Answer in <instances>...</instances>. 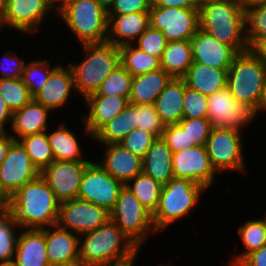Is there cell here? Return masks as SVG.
I'll return each mask as SVG.
<instances>
[{"label": "cell", "mask_w": 266, "mask_h": 266, "mask_svg": "<svg viewBox=\"0 0 266 266\" xmlns=\"http://www.w3.org/2000/svg\"><path fill=\"white\" fill-rule=\"evenodd\" d=\"M7 208L20 228L42 229L57 224L60 202L39 175L9 197Z\"/></svg>", "instance_id": "cell-1"}, {"label": "cell", "mask_w": 266, "mask_h": 266, "mask_svg": "<svg viewBox=\"0 0 266 266\" xmlns=\"http://www.w3.org/2000/svg\"><path fill=\"white\" fill-rule=\"evenodd\" d=\"M83 236L84 241L79 240V262L83 266H120L133 263L139 250L110 219Z\"/></svg>", "instance_id": "cell-2"}, {"label": "cell", "mask_w": 266, "mask_h": 266, "mask_svg": "<svg viewBox=\"0 0 266 266\" xmlns=\"http://www.w3.org/2000/svg\"><path fill=\"white\" fill-rule=\"evenodd\" d=\"M199 28L237 53L249 50L244 34L243 9L234 0H211L200 3Z\"/></svg>", "instance_id": "cell-3"}, {"label": "cell", "mask_w": 266, "mask_h": 266, "mask_svg": "<svg viewBox=\"0 0 266 266\" xmlns=\"http://www.w3.org/2000/svg\"><path fill=\"white\" fill-rule=\"evenodd\" d=\"M86 58L77 65L68 64L73 73L74 89L84 98L96 93L109 74L120 65L119 47L110 42L83 44Z\"/></svg>", "instance_id": "cell-4"}, {"label": "cell", "mask_w": 266, "mask_h": 266, "mask_svg": "<svg viewBox=\"0 0 266 266\" xmlns=\"http://www.w3.org/2000/svg\"><path fill=\"white\" fill-rule=\"evenodd\" d=\"M266 79V63L250 49L238 53L227 70V88L242 104L255 110L259 104Z\"/></svg>", "instance_id": "cell-5"}, {"label": "cell", "mask_w": 266, "mask_h": 266, "mask_svg": "<svg viewBox=\"0 0 266 266\" xmlns=\"http://www.w3.org/2000/svg\"><path fill=\"white\" fill-rule=\"evenodd\" d=\"M57 11L81 45L107 41V11L95 0H69Z\"/></svg>", "instance_id": "cell-6"}, {"label": "cell", "mask_w": 266, "mask_h": 266, "mask_svg": "<svg viewBox=\"0 0 266 266\" xmlns=\"http://www.w3.org/2000/svg\"><path fill=\"white\" fill-rule=\"evenodd\" d=\"M204 190L207 189L191 180L173 177L162 186L158 208L152 215V230H164L175 220L187 216Z\"/></svg>", "instance_id": "cell-7"}, {"label": "cell", "mask_w": 266, "mask_h": 266, "mask_svg": "<svg viewBox=\"0 0 266 266\" xmlns=\"http://www.w3.org/2000/svg\"><path fill=\"white\" fill-rule=\"evenodd\" d=\"M110 220L138 248L147 238V232L154 228L152 214L141 205L138 198L126 186L120 190L117 201L110 211Z\"/></svg>", "instance_id": "cell-8"}, {"label": "cell", "mask_w": 266, "mask_h": 266, "mask_svg": "<svg viewBox=\"0 0 266 266\" xmlns=\"http://www.w3.org/2000/svg\"><path fill=\"white\" fill-rule=\"evenodd\" d=\"M150 26L161 31L167 41L191 40L199 29V9L151 6Z\"/></svg>", "instance_id": "cell-9"}, {"label": "cell", "mask_w": 266, "mask_h": 266, "mask_svg": "<svg viewBox=\"0 0 266 266\" xmlns=\"http://www.w3.org/2000/svg\"><path fill=\"white\" fill-rule=\"evenodd\" d=\"M254 117L255 109L238 102L227 87L208 96L207 119L212 127L241 132L240 128L246 126Z\"/></svg>", "instance_id": "cell-10"}, {"label": "cell", "mask_w": 266, "mask_h": 266, "mask_svg": "<svg viewBox=\"0 0 266 266\" xmlns=\"http://www.w3.org/2000/svg\"><path fill=\"white\" fill-rule=\"evenodd\" d=\"M241 134L232 129L212 127L205 146L216 172L224 170L245 171Z\"/></svg>", "instance_id": "cell-11"}, {"label": "cell", "mask_w": 266, "mask_h": 266, "mask_svg": "<svg viewBox=\"0 0 266 266\" xmlns=\"http://www.w3.org/2000/svg\"><path fill=\"white\" fill-rule=\"evenodd\" d=\"M123 187L124 184L121 181L113 178L98 163L90 162L83 172L78 198L101 206L110 212Z\"/></svg>", "instance_id": "cell-12"}, {"label": "cell", "mask_w": 266, "mask_h": 266, "mask_svg": "<svg viewBox=\"0 0 266 266\" xmlns=\"http://www.w3.org/2000/svg\"><path fill=\"white\" fill-rule=\"evenodd\" d=\"M109 219L110 212L105 208L87 200L75 198L60 203L57 224L80 236L99 228Z\"/></svg>", "instance_id": "cell-13"}, {"label": "cell", "mask_w": 266, "mask_h": 266, "mask_svg": "<svg viewBox=\"0 0 266 266\" xmlns=\"http://www.w3.org/2000/svg\"><path fill=\"white\" fill-rule=\"evenodd\" d=\"M40 171L32 164L19 141H14L0 165L1 190L10 197L26 183L35 180Z\"/></svg>", "instance_id": "cell-14"}, {"label": "cell", "mask_w": 266, "mask_h": 266, "mask_svg": "<svg viewBox=\"0 0 266 266\" xmlns=\"http://www.w3.org/2000/svg\"><path fill=\"white\" fill-rule=\"evenodd\" d=\"M90 162L57 161L40 172V176L55 193L61 203L78 198L81 178Z\"/></svg>", "instance_id": "cell-15"}, {"label": "cell", "mask_w": 266, "mask_h": 266, "mask_svg": "<svg viewBox=\"0 0 266 266\" xmlns=\"http://www.w3.org/2000/svg\"><path fill=\"white\" fill-rule=\"evenodd\" d=\"M172 167L175 178L191 180L206 189L215 180L216 171L211 164L206 146H192L173 153Z\"/></svg>", "instance_id": "cell-16"}, {"label": "cell", "mask_w": 266, "mask_h": 266, "mask_svg": "<svg viewBox=\"0 0 266 266\" xmlns=\"http://www.w3.org/2000/svg\"><path fill=\"white\" fill-rule=\"evenodd\" d=\"M52 8L51 0H6L0 27L8 24L20 32L36 31L44 16Z\"/></svg>", "instance_id": "cell-17"}, {"label": "cell", "mask_w": 266, "mask_h": 266, "mask_svg": "<svg viewBox=\"0 0 266 266\" xmlns=\"http://www.w3.org/2000/svg\"><path fill=\"white\" fill-rule=\"evenodd\" d=\"M193 63L217 69H228L238 54L232 47L219 42L212 35L198 29L190 40Z\"/></svg>", "instance_id": "cell-18"}, {"label": "cell", "mask_w": 266, "mask_h": 266, "mask_svg": "<svg viewBox=\"0 0 266 266\" xmlns=\"http://www.w3.org/2000/svg\"><path fill=\"white\" fill-rule=\"evenodd\" d=\"M51 228H54L55 231ZM79 240V236L60 227L58 224L49 228L46 227V252L50 266L79 262Z\"/></svg>", "instance_id": "cell-19"}, {"label": "cell", "mask_w": 266, "mask_h": 266, "mask_svg": "<svg viewBox=\"0 0 266 266\" xmlns=\"http://www.w3.org/2000/svg\"><path fill=\"white\" fill-rule=\"evenodd\" d=\"M105 156L98 163L113 178L124 185L142 173V159L120 144H106Z\"/></svg>", "instance_id": "cell-20"}, {"label": "cell", "mask_w": 266, "mask_h": 266, "mask_svg": "<svg viewBox=\"0 0 266 266\" xmlns=\"http://www.w3.org/2000/svg\"><path fill=\"white\" fill-rule=\"evenodd\" d=\"M149 26V12L108 15L107 42L118 47L135 44L134 40L138 39Z\"/></svg>", "instance_id": "cell-21"}, {"label": "cell", "mask_w": 266, "mask_h": 266, "mask_svg": "<svg viewBox=\"0 0 266 266\" xmlns=\"http://www.w3.org/2000/svg\"><path fill=\"white\" fill-rule=\"evenodd\" d=\"M12 266H50L46 252L45 228L25 229L18 235Z\"/></svg>", "instance_id": "cell-22"}, {"label": "cell", "mask_w": 266, "mask_h": 266, "mask_svg": "<svg viewBox=\"0 0 266 266\" xmlns=\"http://www.w3.org/2000/svg\"><path fill=\"white\" fill-rule=\"evenodd\" d=\"M73 87L74 80L70 66L64 68L59 65L53 70L43 88L33 96V99L52 112L53 109L62 107L66 103Z\"/></svg>", "instance_id": "cell-23"}, {"label": "cell", "mask_w": 266, "mask_h": 266, "mask_svg": "<svg viewBox=\"0 0 266 266\" xmlns=\"http://www.w3.org/2000/svg\"><path fill=\"white\" fill-rule=\"evenodd\" d=\"M89 115L82 117L85 130L92 137L108 122L113 120L129 103L120 96H87Z\"/></svg>", "instance_id": "cell-24"}, {"label": "cell", "mask_w": 266, "mask_h": 266, "mask_svg": "<svg viewBox=\"0 0 266 266\" xmlns=\"http://www.w3.org/2000/svg\"><path fill=\"white\" fill-rule=\"evenodd\" d=\"M172 151L162 137H157L142 159V173L166 185L173 177Z\"/></svg>", "instance_id": "cell-25"}, {"label": "cell", "mask_w": 266, "mask_h": 266, "mask_svg": "<svg viewBox=\"0 0 266 266\" xmlns=\"http://www.w3.org/2000/svg\"><path fill=\"white\" fill-rule=\"evenodd\" d=\"M172 77L162 68L133 76L128 102L131 104H154Z\"/></svg>", "instance_id": "cell-26"}, {"label": "cell", "mask_w": 266, "mask_h": 266, "mask_svg": "<svg viewBox=\"0 0 266 266\" xmlns=\"http://www.w3.org/2000/svg\"><path fill=\"white\" fill-rule=\"evenodd\" d=\"M185 81L172 78L157 97L154 106L164 125L176 124L183 119Z\"/></svg>", "instance_id": "cell-27"}, {"label": "cell", "mask_w": 266, "mask_h": 266, "mask_svg": "<svg viewBox=\"0 0 266 266\" xmlns=\"http://www.w3.org/2000/svg\"><path fill=\"white\" fill-rule=\"evenodd\" d=\"M48 111L51 110L32 99L23 108L13 112L12 131L20 138L46 132Z\"/></svg>", "instance_id": "cell-28"}, {"label": "cell", "mask_w": 266, "mask_h": 266, "mask_svg": "<svg viewBox=\"0 0 266 266\" xmlns=\"http://www.w3.org/2000/svg\"><path fill=\"white\" fill-rule=\"evenodd\" d=\"M227 70L192 63L183 79L186 86L209 96L227 87Z\"/></svg>", "instance_id": "cell-29"}, {"label": "cell", "mask_w": 266, "mask_h": 266, "mask_svg": "<svg viewBox=\"0 0 266 266\" xmlns=\"http://www.w3.org/2000/svg\"><path fill=\"white\" fill-rule=\"evenodd\" d=\"M161 68L172 78H183L193 63L190 40L167 41Z\"/></svg>", "instance_id": "cell-30"}, {"label": "cell", "mask_w": 266, "mask_h": 266, "mask_svg": "<svg viewBox=\"0 0 266 266\" xmlns=\"http://www.w3.org/2000/svg\"><path fill=\"white\" fill-rule=\"evenodd\" d=\"M137 104L128 103L110 122L104 125L94 136L102 144H119L136 128Z\"/></svg>", "instance_id": "cell-31"}, {"label": "cell", "mask_w": 266, "mask_h": 266, "mask_svg": "<svg viewBox=\"0 0 266 266\" xmlns=\"http://www.w3.org/2000/svg\"><path fill=\"white\" fill-rule=\"evenodd\" d=\"M50 146L57 161L91 162L81 158V148L79 142L72 131L61 125L57 130L48 134Z\"/></svg>", "instance_id": "cell-32"}, {"label": "cell", "mask_w": 266, "mask_h": 266, "mask_svg": "<svg viewBox=\"0 0 266 266\" xmlns=\"http://www.w3.org/2000/svg\"><path fill=\"white\" fill-rule=\"evenodd\" d=\"M119 51L120 64L132 76L148 73L161 68V61L158 57L140 50L133 43L120 46Z\"/></svg>", "instance_id": "cell-33"}, {"label": "cell", "mask_w": 266, "mask_h": 266, "mask_svg": "<svg viewBox=\"0 0 266 266\" xmlns=\"http://www.w3.org/2000/svg\"><path fill=\"white\" fill-rule=\"evenodd\" d=\"M132 183V184H131ZM126 186L140 201L141 205L152 215L158 208L162 186L144 173L128 181Z\"/></svg>", "instance_id": "cell-34"}, {"label": "cell", "mask_w": 266, "mask_h": 266, "mask_svg": "<svg viewBox=\"0 0 266 266\" xmlns=\"http://www.w3.org/2000/svg\"><path fill=\"white\" fill-rule=\"evenodd\" d=\"M15 226L19 225L12 217L10 210L2 207L0 209V263L3 266H12L15 259L17 243Z\"/></svg>", "instance_id": "cell-35"}, {"label": "cell", "mask_w": 266, "mask_h": 266, "mask_svg": "<svg viewBox=\"0 0 266 266\" xmlns=\"http://www.w3.org/2000/svg\"><path fill=\"white\" fill-rule=\"evenodd\" d=\"M18 140L29 155L32 164L41 172L55 159L46 132L27 135Z\"/></svg>", "instance_id": "cell-36"}, {"label": "cell", "mask_w": 266, "mask_h": 266, "mask_svg": "<svg viewBox=\"0 0 266 266\" xmlns=\"http://www.w3.org/2000/svg\"><path fill=\"white\" fill-rule=\"evenodd\" d=\"M238 233L246 250L231 261L232 266H236L247 254L266 244V231L261 219L246 221L238 228Z\"/></svg>", "instance_id": "cell-37"}, {"label": "cell", "mask_w": 266, "mask_h": 266, "mask_svg": "<svg viewBox=\"0 0 266 266\" xmlns=\"http://www.w3.org/2000/svg\"><path fill=\"white\" fill-rule=\"evenodd\" d=\"M243 24L250 49L261 37L266 36V2L243 8Z\"/></svg>", "instance_id": "cell-38"}, {"label": "cell", "mask_w": 266, "mask_h": 266, "mask_svg": "<svg viewBox=\"0 0 266 266\" xmlns=\"http://www.w3.org/2000/svg\"><path fill=\"white\" fill-rule=\"evenodd\" d=\"M133 76L120 64L103 81L96 93L89 96H120L129 100Z\"/></svg>", "instance_id": "cell-39"}, {"label": "cell", "mask_w": 266, "mask_h": 266, "mask_svg": "<svg viewBox=\"0 0 266 266\" xmlns=\"http://www.w3.org/2000/svg\"><path fill=\"white\" fill-rule=\"evenodd\" d=\"M0 95L12 112L23 108L33 99L21 78H1Z\"/></svg>", "instance_id": "cell-40"}, {"label": "cell", "mask_w": 266, "mask_h": 266, "mask_svg": "<svg viewBox=\"0 0 266 266\" xmlns=\"http://www.w3.org/2000/svg\"><path fill=\"white\" fill-rule=\"evenodd\" d=\"M56 67L51 69L49 61L46 60H35L30 62L29 65L25 64L21 79L32 96L43 88Z\"/></svg>", "instance_id": "cell-41"}, {"label": "cell", "mask_w": 266, "mask_h": 266, "mask_svg": "<svg viewBox=\"0 0 266 266\" xmlns=\"http://www.w3.org/2000/svg\"><path fill=\"white\" fill-rule=\"evenodd\" d=\"M187 132L188 146H205L212 126L207 118H183L178 123Z\"/></svg>", "instance_id": "cell-42"}, {"label": "cell", "mask_w": 266, "mask_h": 266, "mask_svg": "<svg viewBox=\"0 0 266 266\" xmlns=\"http://www.w3.org/2000/svg\"><path fill=\"white\" fill-rule=\"evenodd\" d=\"M183 99V118L199 119L208 117V96L186 86L185 83Z\"/></svg>", "instance_id": "cell-43"}, {"label": "cell", "mask_w": 266, "mask_h": 266, "mask_svg": "<svg viewBox=\"0 0 266 266\" xmlns=\"http://www.w3.org/2000/svg\"><path fill=\"white\" fill-rule=\"evenodd\" d=\"M136 128H141L154 135L161 137L165 125L156 112L154 104H137Z\"/></svg>", "instance_id": "cell-44"}, {"label": "cell", "mask_w": 266, "mask_h": 266, "mask_svg": "<svg viewBox=\"0 0 266 266\" xmlns=\"http://www.w3.org/2000/svg\"><path fill=\"white\" fill-rule=\"evenodd\" d=\"M137 48L146 53L158 57L160 60L163 56L167 40L163 33L149 26L137 39Z\"/></svg>", "instance_id": "cell-45"}, {"label": "cell", "mask_w": 266, "mask_h": 266, "mask_svg": "<svg viewBox=\"0 0 266 266\" xmlns=\"http://www.w3.org/2000/svg\"><path fill=\"white\" fill-rule=\"evenodd\" d=\"M155 139L146 130L134 128L119 144L143 159Z\"/></svg>", "instance_id": "cell-46"}, {"label": "cell", "mask_w": 266, "mask_h": 266, "mask_svg": "<svg viewBox=\"0 0 266 266\" xmlns=\"http://www.w3.org/2000/svg\"><path fill=\"white\" fill-rule=\"evenodd\" d=\"M161 137L165 140L172 153L189 148L187 132L178 123L165 125Z\"/></svg>", "instance_id": "cell-47"}, {"label": "cell", "mask_w": 266, "mask_h": 266, "mask_svg": "<svg viewBox=\"0 0 266 266\" xmlns=\"http://www.w3.org/2000/svg\"><path fill=\"white\" fill-rule=\"evenodd\" d=\"M152 0H115L107 15H123L135 12H149Z\"/></svg>", "instance_id": "cell-48"}, {"label": "cell", "mask_w": 266, "mask_h": 266, "mask_svg": "<svg viewBox=\"0 0 266 266\" xmlns=\"http://www.w3.org/2000/svg\"><path fill=\"white\" fill-rule=\"evenodd\" d=\"M7 58V60H6ZM4 58V64H7V65H4L5 67L1 68V70H4L2 75L3 76H0V79L3 78H21L22 76V72L24 70V66L26 64L25 61H23V59L19 58L18 56H13V57H6ZM3 65V64H2ZM12 65V66H10ZM11 67V68H10Z\"/></svg>", "instance_id": "cell-49"}, {"label": "cell", "mask_w": 266, "mask_h": 266, "mask_svg": "<svg viewBox=\"0 0 266 266\" xmlns=\"http://www.w3.org/2000/svg\"><path fill=\"white\" fill-rule=\"evenodd\" d=\"M236 266H266V244L247 254Z\"/></svg>", "instance_id": "cell-50"}, {"label": "cell", "mask_w": 266, "mask_h": 266, "mask_svg": "<svg viewBox=\"0 0 266 266\" xmlns=\"http://www.w3.org/2000/svg\"><path fill=\"white\" fill-rule=\"evenodd\" d=\"M153 6L199 9V0H152Z\"/></svg>", "instance_id": "cell-51"}, {"label": "cell", "mask_w": 266, "mask_h": 266, "mask_svg": "<svg viewBox=\"0 0 266 266\" xmlns=\"http://www.w3.org/2000/svg\"><path fill=\"white\" fill-rule=\"evenodd\" d=\"M19 139L14 135H7V132H0V165L7 156L8 150L14 141Z\"/></svg>", "instance_id": "cell-52"}, {"label": "cell", "mask_w": 266, "mask_h": 266, "mask_svg": "<svg viewBox=\"0 0 266 266\" xmlns=\"http://www.w3.org/2000/svg\"><path fill=\"white\" fill-rule=\"evenodd\" d=\"M13 112L9 109L6 101L0 95V132H6L5 123L12 122Z\"/></svg>", "instance_id": "cell-53"}, {"label": "cell", "mask_w": 266, "mask_h": 266, "mask_svg": "<svg viewBox=\"0 0 266 266\" xmlns=\"http://www.w3.org/2000/svg\"><path fill=\"white\" fill-rule=\"evenodd\" d=\"M250 50L266 63V36L261 37Z\"/></svg>", "instance_id": "cell-54"}, {"label": "cell", "mask_w": 266, "mask_h": 266, "mask_svg": "<svg viewBox=\"0 0 266 266\" xmlns=\"http://www.w3.org/2000/svg\"><path fill=\"white\" fill-rule=\"evenodd\" d=\"M234 1H236L242 9L247 7H253L255 5L266 2V0H234Z\"/></svg>", "instance_id": "cell-55"}, {"label": "cell", "mask_w": 266, "mask_h": 266, "mask_svg": "<svg viewBox=\"0 0 266 266\" xmlns=\"http://www.w3.org/2000/svg\"><path fill=\"white\" fill-rule=\"evenodd\" d=\"M263 109L266 110V79H265L264 88L262 90V95H261L259 104H258L257 109L255 111L257 113L259 110L263 111Z\"/></svg>", "instance_id": "cell-56"}, {"label": "cell", "mask_w": 266, "mask_h": 266, "mask_svg": "<svg viewBox=\"0 0 266 266\" xmlns=\"http://www.w3.org/2000/svg\"><path fill=\"white\" fill-rule=\"evenodd\" d=\"M100 6H102L106 11L110 9L115 0H95Z\"/></svg>", "instance_id": "cell-57"}, {"label": "cell", "mask_w": 266, "mask_h": 266, "mask_svg": "<svg viewBox=\"0 0 266 266\" xmlns=\"http://www.w3.org/2000/svg\"><path fill=\"white\" fill-rule=\"evenodd\" d=\"M9 201V197L1 190L0 186V205L2 207H7Z\"/></svg>", "instance_id": "cell-58"}, {"label": "cell", "mask_w": 266, "mask_h": 266, "mask_svg": "<svg viewBox=\"0 0 266 266\" xmlns=\"http://www.w3.org/2000/svg\"><path fill=\"white\" fill-rule=\"evenodd\" d=\"M6 7V0H0V19L4 13Z\"/></svg>", "instance_id": "cell-59"}, {"label": "cell", "mask_w": 266, "mask_h": 266, "mask_svg": "<svg viewBox=\"0 0 266 266\" xmlns=\"http://www.w3.org/2000/svg\"><path fill=\"white\" fill-rule=\"evenodd\" d=\"M56 1H59V0H51V3H52V6L54 7L55 6V3H56ZM69 0H61V2H59V3H61V4H59L58 5V9L61 7V6H63L66 2H68Z\"/></svg>", "instance_id": "cell-60"}, {"label": "cell", "mask_w": 266, "mask_h": 266, "mask_svg": "<svg viewBox=\"0 0 266 266\" xmlns=\"http://www.w3.org/2000/svg\"><path fill=\"white\" fill-rule=\"evenodd\" d=\"M58 266H83V265L80 262H77V263H71L67 265H58Z\"/></svg>", "instance_id": "cell-61"}, {"label": "cell", "mask_w": 266, "mask_h": 266, "mask_svg": "<svg viewBox=\"0 0 266 266\" xmlns=\"http://www.w3.org/2000/svg\"><path fill=\"white\" fill-rule=\"evenodd\" d=\"M263 224H264V227H265V231H266V217L264 219H261Z\"/></svg>", "instance_id": "cell-62"}, {"label": "cell", "mask_w": 266, "mask_h": 266, "mask_svg": "<svg viewBox=\"0 0 266 266\" xmlns=\"http://www.w3.org/2000/svg\"><path fill=\"white\" fill-rule=\"evenodd\" d=\"M120 266H133V263H128V264L120 265Z\"/></svg>", "instance_id": "cell-63"}, {"label": "cell", "mask_w": 266, "mask_h": 266, "mask_svg": "<svg viewBox=\"0 0 266 266\" xmlns=\"http://www.w3.org/2000/svg\"><path fill=\"white\" fill-rule=\"evenodd\" d=\"M205 1H211V0H199L200 3L205 2Z\"/></svg>", "instance_id": "cell-64"}]
</instances>
